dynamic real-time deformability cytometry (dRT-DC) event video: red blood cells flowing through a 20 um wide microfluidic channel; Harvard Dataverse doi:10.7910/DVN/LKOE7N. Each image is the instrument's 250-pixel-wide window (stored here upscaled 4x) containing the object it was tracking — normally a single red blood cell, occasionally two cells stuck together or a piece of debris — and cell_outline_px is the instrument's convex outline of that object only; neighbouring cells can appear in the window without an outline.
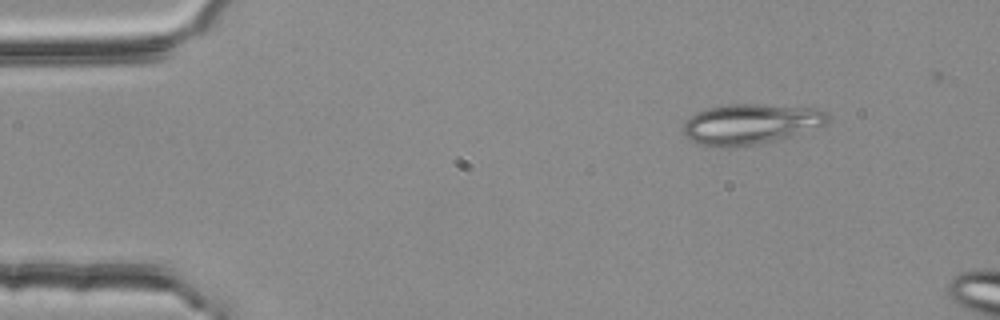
{"species": "common noctule bat (a hibernating species)", "species_latin": "Nyctalus noctula", "temperature_condition": "room temperature", "stored_images_in_passage": 3, "camera_frame_rate_fps": 3000, "um_per_image_px": 0.085, "animal": {"sex": "female", "body_mass_g": 25.1}, "frame": {"image": 1, "passage_image": 1, "time_ms": 0.0, "image_size_px": [1000, 320], "cell_outline_px": [[828, 124], [780, 140], [756, 144], [728, 148], [700, 144], [688, 140], [684, 136], [680, 128], [684, 120], [696, 112], [708, 108], [728, 104], [760, 104], [816, 108], [824, 112], [828, 116]], "centroid_in_image_um": [63.74, 10.55], "position_along_channel_um": 21.3, "area_um2": 34.51}}